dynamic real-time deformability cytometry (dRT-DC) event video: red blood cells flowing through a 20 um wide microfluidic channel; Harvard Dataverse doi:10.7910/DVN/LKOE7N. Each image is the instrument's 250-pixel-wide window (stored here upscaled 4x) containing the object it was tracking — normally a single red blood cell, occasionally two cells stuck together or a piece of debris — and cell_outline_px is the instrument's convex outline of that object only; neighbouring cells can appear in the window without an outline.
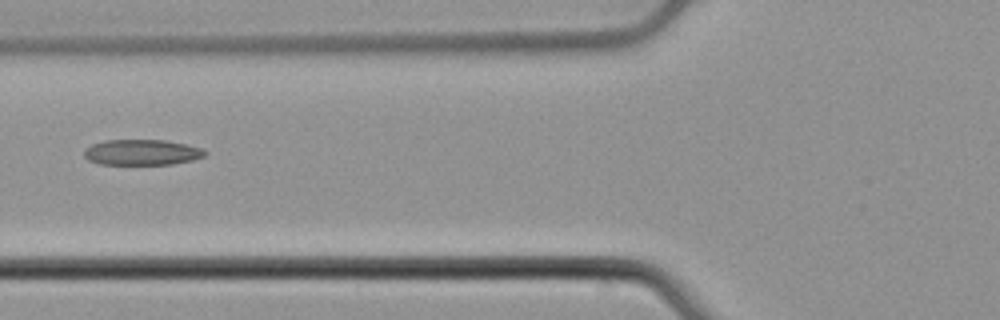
{"species": "common noctule bat (a hibernating species)", "species_latin": "Nyctalus noctula", "temperature_condition": "cold", "stored_images_in_passage": 3, "camera_frame_rate_fps": 3000, "um_per_image_px": 0.085, "animal": {"sex": "male", "body_mass_g": 21.5, "forearm_length_mm": 52.0}, "frame": {"image": 1, "passage_image": 3, "time_ms": 0.667, "image_size_px": [1000, 320], "cell_outline_px": [[208, 152], [204, 156], [192, 160], [172, 164], [100, 164], [88, 160], [84, 156], [84, 152], [92, 144], [104, 140], [164, 140], [184, 144], [200, 148]], "centroid_in_image_um": [12.05, 12.95], "position_along_channel_um": 113.8, "area_um2": 17.86}}